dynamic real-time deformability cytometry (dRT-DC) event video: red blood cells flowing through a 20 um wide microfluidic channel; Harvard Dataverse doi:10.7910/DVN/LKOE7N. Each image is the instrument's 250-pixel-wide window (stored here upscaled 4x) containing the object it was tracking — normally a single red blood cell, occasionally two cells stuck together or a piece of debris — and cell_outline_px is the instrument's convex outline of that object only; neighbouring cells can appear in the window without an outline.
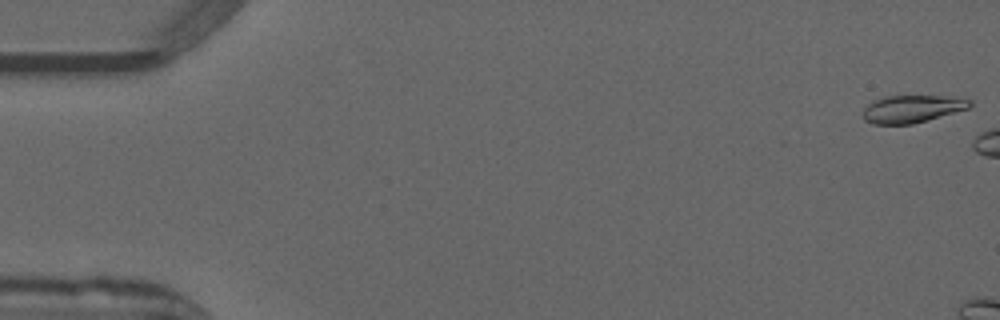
{"species": "common noctule bat (a hibernating species)", "species_latin": "Nyctalus noctula", "temperature_condition": "warm", "stored_images_in_passage": 5, "camera_frame_rate_fps": 3000, "um_per_image_px": 0.085, "animal": {"sex": "male", "forearm_length_mm": 52.5}, "frame": {"image": 1, "passage_image": 1, "time_ms": 0.0, "image_size_px": [1000, 320], "cell_outline_px": [[972, 104], [968, 108], [912, 124], [872, 124], [864, 120], [864, 108], [872, 100], [884, 96], [952, 96], [972, 100]], "centroid_in_image_um": [77.5, 9.24], "position_along_channel_um": 7.5, "area_um2": 17.05}}